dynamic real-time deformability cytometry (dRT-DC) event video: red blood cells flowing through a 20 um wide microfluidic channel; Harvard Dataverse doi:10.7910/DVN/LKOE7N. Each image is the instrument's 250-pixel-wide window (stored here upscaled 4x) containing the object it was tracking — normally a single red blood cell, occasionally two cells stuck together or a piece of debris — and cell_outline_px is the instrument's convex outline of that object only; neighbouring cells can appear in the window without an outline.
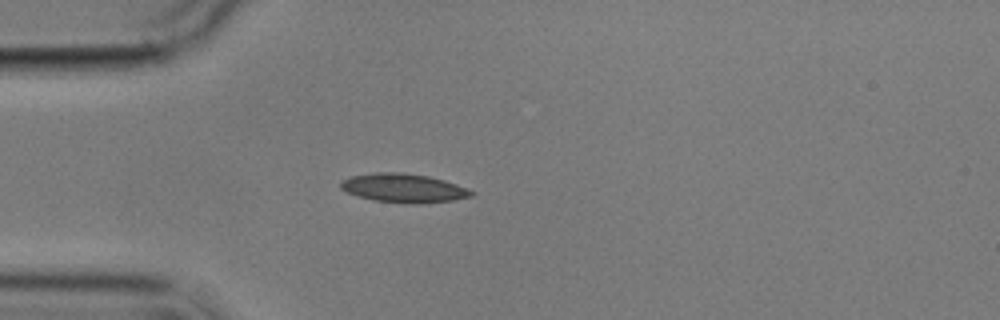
{"species": "common noctule bat (a hibernating species)", "species_latin": "Nyctalus noctula", "temperature_condition": "cold", "stored_images_in_passage": 1, "camera_frame_rate_fps": 3000, "um_per_image_px": 0.085, "animal": {"sex": "male", "body_mass_g": 17.9}, "frame": {"image": 1, "passage_image": 1, "time_ms": 0.0, "image_size_px": [1000, 320], "cell_outline_px": [[476, 192], [472, 196], [452, 200], [420, 204], [408, 204], [372, 200], [348, 192], [340, 188], [340, 184], [344, 180], [352, 176], [376, 172], [400, 172], [428, 176], [444, 180], [456, 184]], "centroid_in_image_um": [34.33, 15.99], "position_along_channel_um": 50.7, "area_um2": 21.85}}